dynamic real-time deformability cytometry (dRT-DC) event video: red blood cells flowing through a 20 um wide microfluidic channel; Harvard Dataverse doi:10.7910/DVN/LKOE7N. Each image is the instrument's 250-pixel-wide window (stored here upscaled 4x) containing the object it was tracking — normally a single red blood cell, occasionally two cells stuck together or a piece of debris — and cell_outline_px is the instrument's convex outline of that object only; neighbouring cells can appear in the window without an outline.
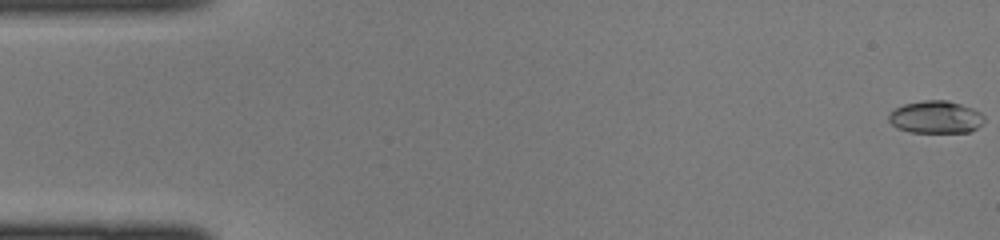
{"species": "common noctule bat (a hibernating species)", "species_latin": "Nyctalus noctula", "temperature_condition": "cold", "stored_images_in_passage": 45, "camera_frame_rate_fps": 3000, "um_per_image_px": 0.085, "animal": {"sex": "female", "body_mass_g": 22.0, "forearm_length_mm": 56.7}, "frame": {"image": 1, "passage_image": 1, "time_ms": 0.0, "image_size_px": [1000, 240], "cell_outline_px": [[984, 120], [976, 128], [968, 132], [908, 132], [896, 128], [888, 120], [888, 116], [896, 108], [904, 104], [924, 100], [948, 100], [972, 108], [980, 112], [984, 116]], "centroid_in_image_um": [79.52, 9.95], "position_along_channel_um": 5.5, "area_um2": 17.98}}